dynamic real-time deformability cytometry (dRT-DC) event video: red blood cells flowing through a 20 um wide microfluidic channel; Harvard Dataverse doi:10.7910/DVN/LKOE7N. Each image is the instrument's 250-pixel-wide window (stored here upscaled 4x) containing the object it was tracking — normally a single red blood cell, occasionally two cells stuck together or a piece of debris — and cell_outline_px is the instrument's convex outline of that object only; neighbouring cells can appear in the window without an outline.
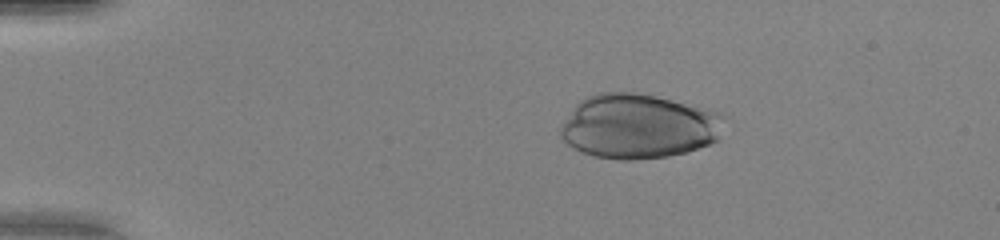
{"species": "human", "species_latin": "Homo sapiens", "temperature_condition": "warm", "stored_images_in_passage": 43, "camera_frame_rate_fps": 3000, "um_per_image_px": 0.085, "donor": {"sex": "female"}, "frame": {"image": 1, "passage_image": 10, "time_ms": 3.0, "image_size_px": [1000, 240], "cell_outline_px": [[724, 112], [716, 140], [708, 144], [684, 152], [668, 156], [632, 160], [616, 160], [592, 156], [580, 152], [572, 148], [560, 136], [560, 128], [576, 104], [580, 100], [588, 96], [600, 92], [632, 92], [656, 96], [708, 108]], "centroid_in_image_um": [54.24, 10.73], "position_along_channel_um": 30.8, "area_um2": 61.5}}